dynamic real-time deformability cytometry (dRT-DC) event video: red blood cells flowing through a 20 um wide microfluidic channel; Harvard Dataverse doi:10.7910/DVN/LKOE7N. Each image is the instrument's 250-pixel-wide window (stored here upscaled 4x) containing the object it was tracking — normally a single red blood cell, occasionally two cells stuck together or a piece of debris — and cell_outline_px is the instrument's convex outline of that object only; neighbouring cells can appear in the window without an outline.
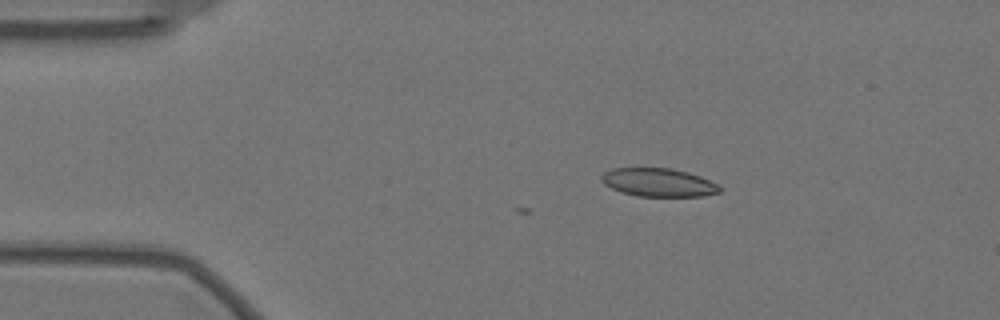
{"species": "Egyptian fruit bat (a non-hibernating species)", "species_latin": "Rousettus aegyptiacus", "temperature_condition": "warm", "stored_images_in_passage": 4, "camera_frame_rate_fps": 3000, "um_per_image_px": 0.085, "animal": {"sex": "female"}, "frame": {"image": 1, "passage_image": 1, "time_ms": 0.0, "image_size_px": [1000, 320], "cell_outline_px": [[724, 188], [720, 192], [704, 196], [636, 196], [620, 192], [604, 184], [600, 180], [600, 176], [604, 172], [612, 168], [672, 168], [688, 172], [700, 176], [720, 184]], "centroid_in_image_um": [56.0, 15.51], "position_along_channel_um": 29.0, "area_um2": 19.83}}